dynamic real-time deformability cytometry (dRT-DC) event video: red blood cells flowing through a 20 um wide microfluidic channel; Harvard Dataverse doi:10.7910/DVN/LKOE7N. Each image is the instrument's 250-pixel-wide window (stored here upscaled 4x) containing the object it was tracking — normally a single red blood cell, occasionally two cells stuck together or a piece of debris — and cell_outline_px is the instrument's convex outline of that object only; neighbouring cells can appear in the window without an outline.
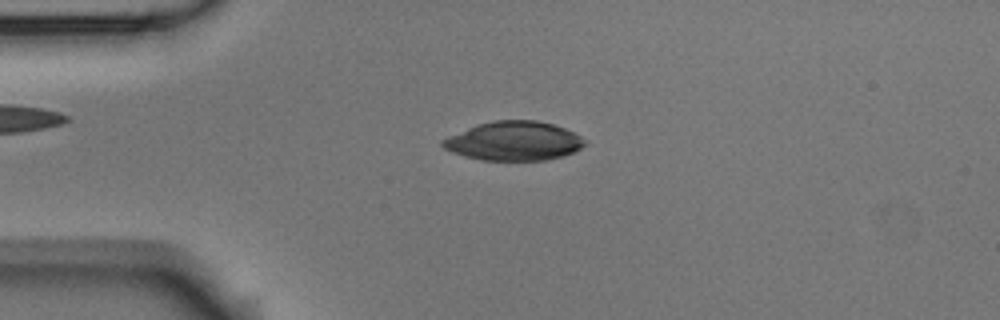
{"species": "Egyptian fruit bat (a non-hibernating species)", "species_latin": "Rousettus aegyptiacus", "temperature_condition": "room temperature", "stored_images_in_passage": 54, "camera_frame_rate_fps": 3000, "um_per_image_px": 0.085, "animal": {"sex": "male"}, "frame": {"image": 1, "passage_image": 12, "time_ms": 3.667, "image_size_px": [1000, 320], "cell_outline_px": [[588, 144], [564, 156], [548, 160], [480, 160], [464, 156], [452, 152], [444, 148], [440, 144], [440, 140], [448, 136], [476, 124], [492, 120], [536, 120], [552, 124], [564, 128], [588, 140]], "centroid_in_image_um": [43.67, 11.98], "position_along_channel_um": 41.3, "area_um2": 32.6}}
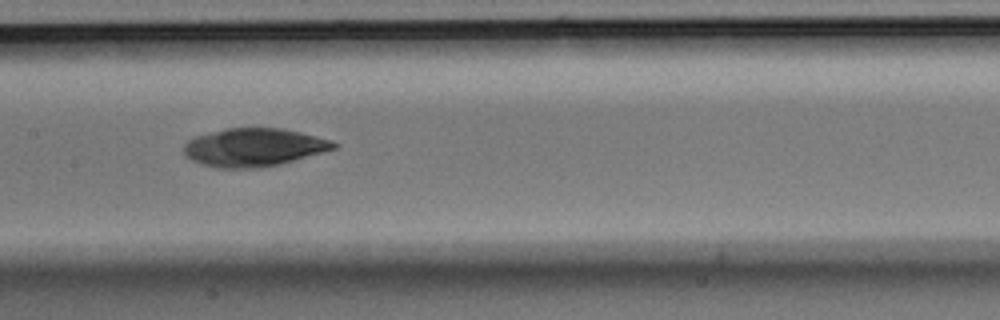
{"frame": {"image": 2, "passage_image": 26, "time_ms": 8.333, "image_size_px": [1000, 320], "cell_outline_px": [[340, 144], [336, 148], [280, 164], [260, 168], [216, 168], [200, 164], [184, 156], [184, 144], [192, 136], [228, 128], [280, 128], [300, 132], [332, 140]], "centroid_in_image_um": [21.54, 12.53], "position_along_channel_um": 185.9, "area_um2": 33.47}}
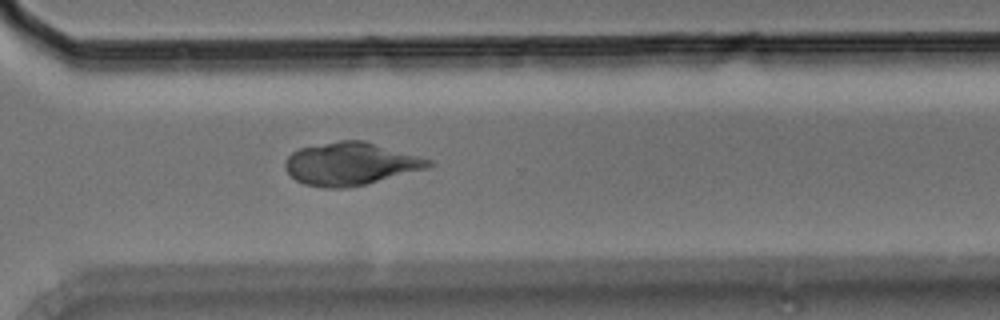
{"frame": {"image": 3, "passage_image": 39, "time_ms": 12.667, "image_size_px": [1000, 320], "cell_outline_px": [[436, 164], [428, 168], [348, 188], [324, 188], [304, 184], [296, 180], [284, 168], [284, 164], [288, 156], [292, 152], [300, 148], [340, 140], [364, 140], [436, 160]], "centroid_in_image_um": [29.85, 13.92], "position_along_channel_um": 340.8, "area_um2": 35.89}}